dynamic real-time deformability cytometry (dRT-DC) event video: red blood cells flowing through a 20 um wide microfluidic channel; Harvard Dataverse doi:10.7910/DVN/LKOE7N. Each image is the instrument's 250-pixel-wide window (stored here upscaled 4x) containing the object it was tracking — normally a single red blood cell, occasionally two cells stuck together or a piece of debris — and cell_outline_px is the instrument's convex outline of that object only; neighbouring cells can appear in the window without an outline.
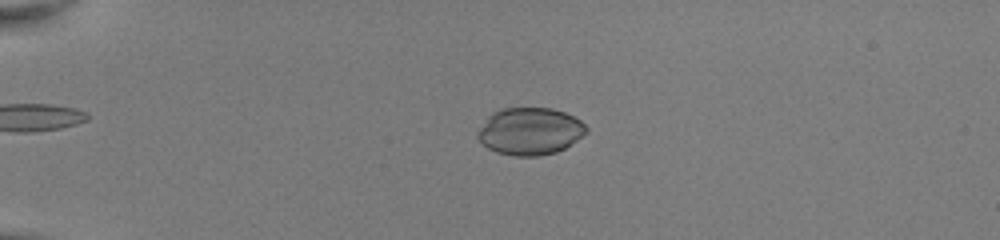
{"species": "common noctule bat (a hibernating species)", "species_latin": "Nyctalus noctula", "temperature_condition": "room temperature", "stored_images_in_passage": 52, "camera_frame_rate_fps": 3000, "um_per_image_px": 0.085, "animal": {"sex": "female", "body_mass_g": 22.0, "forearm_length_mm": 56.7}, "frame": {"image": 1, "passage_image": 14, "time_ms": 4.333, "image_size_px": [1000, 240], "cell_outline_px": [[588, 132], [564, 148], [556, 152], [540, 156], [512, 156], [496, 152], [488, 148], [476, 136], [480, 128], [488, 116], [492, 112], [504, 108], [552, 108], [564, 112], [580, 120], [588, 128]], "centroid_in_image_um": [45.05, 11.16], "position_along_channel_um": 40.0, "area_um2": 29.82}}
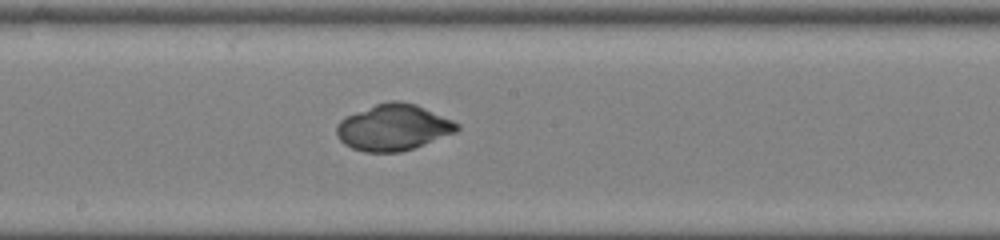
{"frame": {"image": 2, "passage_image": 31, "time_ms": 10.0, "image_size_px": [1000, 240], "cell_outline_px": [[460, 128], [456, 132], [412, 148], [400, 152], [364, 152], [352, 148], [344, 144], [336, 136], [336, 124], [344, 116], [376, 104], [388, 100], [396, 100], [416, 104], [452, 120], [460, 124]], "centroid_in_image_um": [33.39, 10.82], "position_along_channel_um": 214.8, "area_um2": 32.43}}
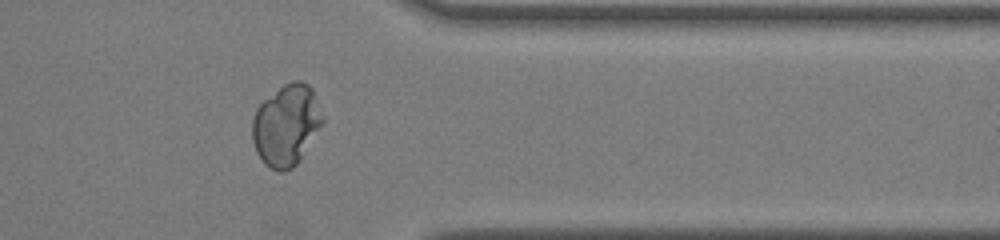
{"frame": {"image": 3, "passage_image": 44, "time_ms": 14.333, "image_size_px": [1000, 240], "cell_outline_px": [[324, 124], [300, 160], [292, 168], [284, 172], [280, 172], [264, 164], [256, 152], [252, 140], [252, 120], [256, 108], [264, 100], [284, 84], [292, 80], [300, 80], [308, 84], [312, 88], [324, 116]], "centroid_in_image_um": [24.36, 10.64], "position_along_channel_um": 387.0, "area_um2": 33.64}}